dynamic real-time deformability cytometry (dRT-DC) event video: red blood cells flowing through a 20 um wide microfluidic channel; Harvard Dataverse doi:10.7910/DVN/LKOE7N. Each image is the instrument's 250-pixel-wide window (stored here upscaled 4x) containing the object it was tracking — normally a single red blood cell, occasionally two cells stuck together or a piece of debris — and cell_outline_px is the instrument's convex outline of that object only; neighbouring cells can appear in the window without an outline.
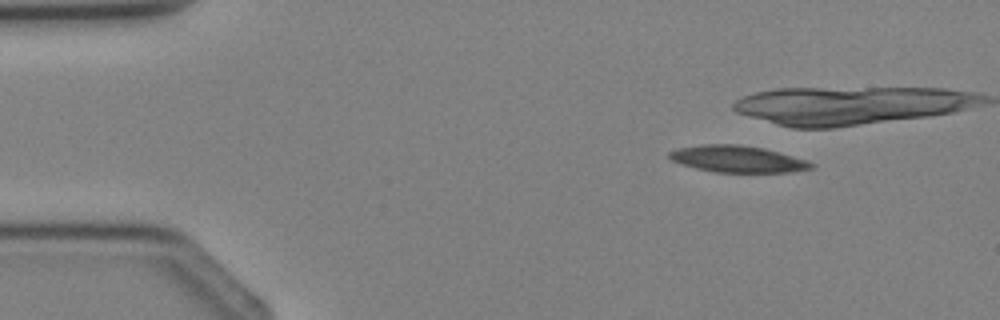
{"species": "Egyptian fruit bat (a non-hibernating species)", "species_latin": "Rousettus aegyptiacus", "temperature_condition": "cold", "stored_images_in_passage": 4, "camera_frame_rate_fps": 3000, "um_per_image_px": 0.085, "animal": {"sex": "female"}, "frame": {"image": 1, "passage_image": 1, "time_ms": 0.0, "image_size_px": [1000, 320], "cell_outline_px": [[816, 168], [792, 172], [716, 172], [696, 168], [680, 164], [672, 160], [668, 156], [668, 152], [676, 148], [704, 144], [736, 144], [764, 148], [808, 160], [816, 164]], "centroid_in_image_um": [62.72, 13.52], "position_along_channel_um": 22.3, "area_um2": 22.25}}